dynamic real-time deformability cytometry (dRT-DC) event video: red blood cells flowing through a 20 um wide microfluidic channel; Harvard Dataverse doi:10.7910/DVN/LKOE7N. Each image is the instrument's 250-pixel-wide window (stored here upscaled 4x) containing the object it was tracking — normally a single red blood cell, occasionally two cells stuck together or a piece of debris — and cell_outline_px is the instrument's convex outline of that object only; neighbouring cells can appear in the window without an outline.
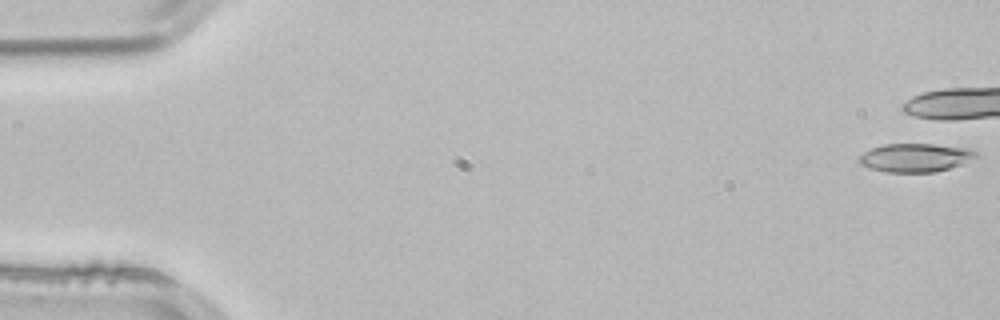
{"species": "common noctule bat (a hibernating species)", "species_latin": "Nyctalus noctula", "temperature_condition": "room temperature", "stored_images_in_passage": 2, "camera_frame_rate_fps": 3000, "um_per_image_px": 0.085, "animal": {"sex": "male", "body_mass_g": 21.5, "forearm_length_mm": 52.0}, "frame": {"image": 1, "passage_image": 1, "time_ms": 0.0, "image_size_px": [1000, 320], "cell_outline_px": [[976, 156], [960, 164], [936, 172], [888, 172], [872, 168], [860, 164], [856, 160], [864, 152], [872, 148], [884, 144], [932, 144], [972, 148], [976, 152]], "centroid_in_image_um": [77.78, 13.39], "position_along_channel_um": 7.2, "area_um2": 19.19}}